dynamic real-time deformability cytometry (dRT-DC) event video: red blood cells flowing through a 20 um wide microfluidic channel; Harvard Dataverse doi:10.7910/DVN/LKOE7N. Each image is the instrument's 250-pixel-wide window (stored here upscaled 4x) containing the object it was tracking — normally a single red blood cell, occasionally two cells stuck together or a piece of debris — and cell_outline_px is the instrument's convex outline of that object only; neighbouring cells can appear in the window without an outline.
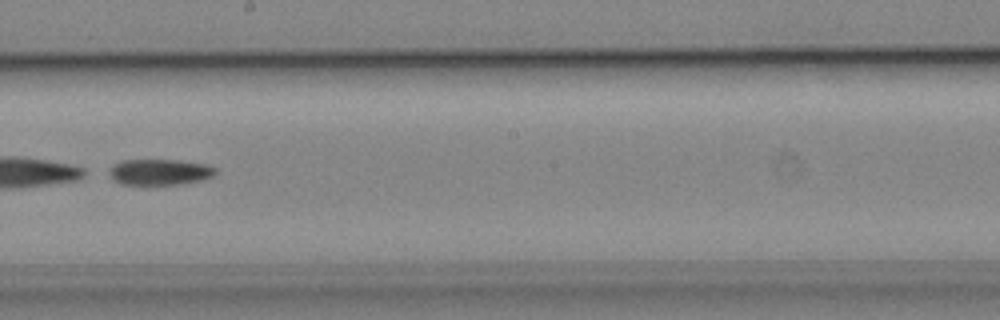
{"species": "common noctule bat (a hibernating species)", "species_latin": "Nyctalus noctula", "temperature_condition": "cold", "stored_images_in_passage": 53, "camera_frame_rate_fps": 3000, "um_per_image_px": 0.085, "animal": {"sex": "male", "body_mass_g": 19.2, "forearm_length_mm": 51.8}, "frame": {"image": 1, "passage_image": 31, "time_ms": 10.0, "image_size_px": [1000, 320], "cell_outline_px": [[216, 172], [212, 176], [204, 180], [184, 184], [124, 184], [116, 180], [108, 172], [112, 164], [120, 160], [176, 160], [204, 164], [216, 168]], "centroid_in_image_um": [13.59, 14.61], "position_along_channel_um": 234.6, "area_um2": 15.95}, "authors_computed_cell_mechanics": {"area_um2": 29.3624, "velocity_mm_per_s": 3.8161, "shape_relaxation_time_tau1_ms": 2.5118, "shape_relaxation_time_tau2_ms": null, "deformation_change_tau1": 0.3145, "deformation_change_tau2": null}}